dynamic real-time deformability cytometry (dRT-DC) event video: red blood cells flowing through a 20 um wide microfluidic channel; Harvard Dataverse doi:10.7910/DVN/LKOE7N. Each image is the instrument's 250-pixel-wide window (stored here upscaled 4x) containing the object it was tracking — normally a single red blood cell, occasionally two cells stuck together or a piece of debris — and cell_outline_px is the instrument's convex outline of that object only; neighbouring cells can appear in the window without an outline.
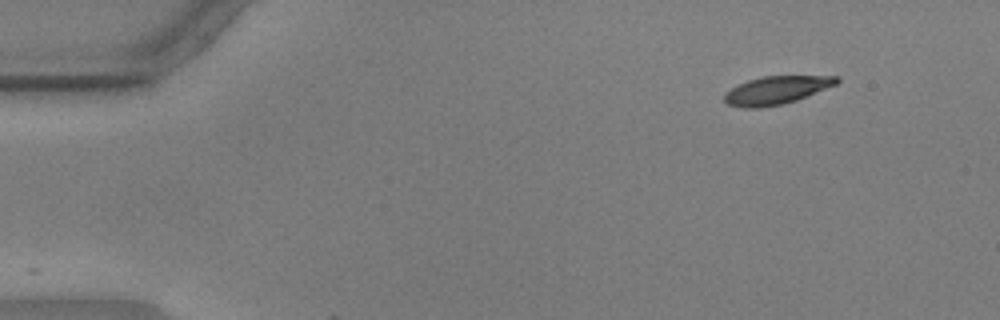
{"species": "common noctule bat (a hibernating species)", "species_latin": "Nyctalus noctula", "temperature_condition": "warm", "stored_images_in_passage": 2, "camera_frame_rate_fps": 3000, "um_per_image_px": 0.085, "animal": {"sex": "male", "body_mass_g": 17.9, "forearm_length_mm": 54.2}, "frame": {"image": 1, "passage_image": 1, "time_ms": 0.0, "image_size_px": [1000, 320], "cell_outline_px": [[840, 80], [836, 84], [796, 100], [780, 104], [760, 108], [744, 108], [728, 104], [724, 100], [724, 96], [732, 88], [748, 80], [764, 76], [840, 76]], "centroid_in_image_um": [66.0, 7.66], "position_along_channel_um": 19.0, "area_um2": 17.98}}